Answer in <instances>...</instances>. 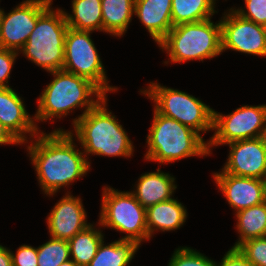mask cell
I'll return each mask as SVG.
<instances>
[{"label":"cell","mask_w":266,"mask_h":266,"mask_svg":"<svg viewBox=\"0 0 266 266\" xmlns=\"http://www.w3.org/2000/svg\"><path fill=\"white\" fill-rule=\"evenodd\" d=\"M142 94L154 101V109L169 118L186 125L200 135L213 130V109L200 99L178 89L150 82Z\"/></svg>","instance_id":"cell-7"},{"label":"cell","mask_w":266,"mask_h":266,"mask_svg":"<svg viewBox=\"0 0 266 266\" xmlns=\"http://www.w3.org/2000/svg\"><path fill=\"white\" fill-rule=\"evenodd\" d=\"M230 152L223 172L255 179L266 180V148L262 139L237 140L230 143Z\"/></svg>","instance_id":"cell-13"},{"label":"cell","mask_w":266,"mask_h":266,"mask_svg":"<svg viewBox=\"0 0 266 266\" xmlns=\"http://www.w3.org/2000/svg\"><path fill=\"white\" fill-rule=\"evenodd\" d=\"M176 188L174 176L172 177L158 168L156 172L141 174L135 191H131V193L147 209L154 204L172 199Z\"/></svg>","instance_id":"cell-18"},{"label":"cell","mask_w":266,"mask_h":266,"mask_svg":"<svg viewBox=\"0 0 266 266\" xmlns=\"http://www.w3.org/2000/svg\"><path fill=\"white\" fill-rule=\"evenodd\" d=\"M135 0H101L103 32L121 37L134 16Z\"/></svg>","instance_id":"cell-20"},{"label":"cell","mask_w":266,"mask_h":266,"mask_svg":"<svg viewBox=\"0 0 266 266\" xmlns=\"http://www.w3.org/2000/svg\"><path fill=\"white\" fill-rule=\"evenodd\" d=\"M187 219V210L177 199H169L146 209L148 240L154 231H175L180 229Z\"/></svg>","instance_id":"cell-19"},{"label":"cell","mask_w":266,"mask_h":266,"mask_svg":"<svg viewBox=\"0 0 266 266\" xmlns=\"http://www.w3.org/2000/svg\"><path fill=\"white\" fill-rule=\"evenodd\" d=\"M107 96L93 109L82 115L74 125L85 157L99 155L108 157H131L133 144L116 116L107 110Z\"/></svg>","instance_id":"cell-3"},{"label":"cell","mask_w":266,"mask_h":266,"mask_svg":"<svg viewBox=\"0 0 266 266\" xmlns=\"http://www.w3.org/2000/svg\"><path fill=\"white\" fill-rule=\"evenodd\" d=\"M213 178L236 212L266 201V180L234 176L223 171L214 173Z\"/></svg>","instance_id":"cell-15"},{"label":"cell","mask_w":266,"mask_h":266,"mask_svg":"<svg viewBox=\"0 0 266 266\" xmlns=\"http://www.w3.org/2000/svg\"><path fill=\"white\" fill-rule=\"evenodd\" d=\"M37 254L38 266H60L71 259L68 241L54 238L37 247Z\"/></svg>","instance_id":"cell-26"},{"label":"cell","mask_w":266,"mask_h":266,"mask_svg":"<svg viewBox=\"0 0 266 266\" xmlns=\"http://www.w3.org/2000/svg\"><path fill=\"white\" fill-rule=\"evenodd\" d=\"M172 0H135L134 14L158 44L173 27Z\"/></svg>","instance_id":"cell-17"},{"label":"cell","mask_w":266,"mask_h":266,"mask_svg":"<svg viewBox=\"0 0 266 266\" xmlns=\"http://www.w3.org/2000/svg\"><path fill=\"white\" fill-rule=\"evenodd\" d=\"M235 213L239 240L234 248L249 239L266 236V201Z\"/></svg>","instance_id":"cell-23"},{"label":"cell","mask_w":266,"mask_h":266,"mask_svg":"<svg viewBox=\"0 0 266 266\" xmlns=\"http://www.w3.org/2000/svg\"><path fill=\"white\" fill-rule=\"evenodd\" d=\"M266 125V104L244 105L228 115L213 110V131L208 142L209 155L212 146L261 137Z\"/></svg>","instance_id":"cell-10"},{"label":"cell","mask_w":266,"mask_h":266,"mask_svg":"<svg viewBox=\"0 0 266 266\" xmlns=\"http://www.w3.org/2000/svg\"><path fill=\"white\" fill-rule=\"evenodd\" d=\"M215 264L216 261L190 247H179L174 251L168 266H215Z\"/></svg>","instance_id":"cell-27"},{"label":"cell","mask_w":266,"mask_h":266,"mask_svg":"<svg viewBox=\"0 0 266 266\" xmlns=\"http://www.w3.org/2000/svg\"><path fill=\"white\" fill-rule=\"evenodd\" d=\"M216 0H172L171 19L173 26L195 23L211 18Z\"/></svg>","instance_id":"cell-25"},{"label":"cell","mask_w":266,"mask_h":266,"mask_svg":"<svg viewBox=\"0 0 266 266\" xmlns=\"http://www.w3.org/2000/svg\"><path fill=\"white\" fill-rule=\"evenodd\" d=\"M0 266H13L10 249L0 245Z\"/></svg>","instance_id":"cell-34"},{"label":"cell","mask_w":266,"mask_h":266,"mask_svg":"<svg viewBox=\"0 0 266 266\" xmlns=\"http://www.w3.org/2000/svg\"><path fill=\"white\" fill-rule=\"evenodd\" d=\"M17 144L21 143L10 133V131L0 122V145Z\"/></svg>","instance_id":"cell-33"},{"label":"cell","mask_w":266,"mask_h":266,"mask_svg":"<svg viewBox=\"0 0 266 266\" xmlns=\"http://www.w3.org/2000/svg\"><path fill=\"white\" fill-rule=\"evenodd\" d=\"M0 122L21 144L28 142L27 133L33 138L40 131L23 99L11 87H0Z\"/></svg>","instance_id":"cell-16"},{"label":"cell","mask_w":266,"mask_h":266,"mask_svg":"<svg viewBox=\"0 0 266 266\" xmlns=\"http://www.w3.org/2000/svg\"><path fill=\"white\" fill-rule=\"evenodd\" d=\"M139 247L132 240L118 239L107 245L103 240L88 266H128Z\"/></svg>","instance_id":"cell-22"},{"label":"cell","mask_w":266,"mask_h":266,"mask_svg":"<svg viewBox=\"0 0 266 266\" xmlns=\"http://www.w3.org/2000/svg\"><path fill=\"white\" fill-rule=\"evenodd\" d=\"M101 201L99 226L127 233L120 239L135 241L139 246L148 240L146 209L131 191L104 186Z\"/></svg>","instance_id":"cell-8"},{"label":"cell","mask_w":266,"mask_h":266,"mask_svg":"<svg viewBox=\"0 0 266 266\" xmlns=\"http://www.w3.org/2000/svg\"><path fill=\"white\" fill-rule=\"evenodd\" d=\"M169 56L170 63L202 61L222 54L221 24L211 18L173 26L158 43Z\"/></svg>","instance_id":"cell-5"},{"label":"cell","mask_w":266,"mask_h":266,"mask_svg":"<svg viewBox=\"0 0 266 266\" xmlns=\"http://www.w3.org/2000/svg\"><path fill=\"white\" fill-rule=\"evenodd\" d=\"M50 5L39 17L27 42L18 53L47 72L62 70L68 25L62 9Z\"/></svg>","instance_id":"cell-6"},{"label":"cell","mask_w":266,"mask_h":266,"mask_svg":"<svg viewBox=\"0 0 266 266\" xmlns=\"http://www.w3.org/2000/svg\"><path fill=\"white\" fill-rule=\"evenodd\" d=\"M92 31L75 30L68 27L64 44V63L62 70L90 80L105 95L115 92L110 86L97 48L90 38Z\"/></svg>","instance_id":"cell-9"},{"label":"cell","mask_w":266,"mask_h":266,"mask_svg":"<svg viewBox=\"0 0 266 266\" xmlns=\"http://www.w3.org/2000/svg\"><path fill=\"white\" fill-rule=\"evenodd\" d=\"M87 214L80 197L65 194L46 218L51 238L69 241L78 232L87 228Z\"/></svg>","instance_id":"cell-14"},{"label":"cell","mask_w":266,"mask_h":266,"mask_svg":"<svg viewBox=\"0 0 266 266\" xmlns=\"http://www.w3.org/2000/svg\"><path fill=\"white\" fill-rule=\"evenodd\" d=\"M220 24L222 52L231 49L266 56V27L240 17L232 8L224 13Z\"/></svg>","instance_id":"cell-12"},{"label":"cell","mask_w":266,"mask_h":266,"mask_svg":"<svg viewBox=\"0 0 266 266\" xmlns=\"http://www.w3.org/2000/svg\"><path fill=\"white\" fill-rule=\"evenodd\" d=\"M53 0H26L0 17V48L19 52L36 26L38 17Z\"/></svg>","instance_id":"cell-11"},{"label":"cell","mask_w":266,"mask_h":266,"mask_svg":"<svg viewBox=\"0 0 266 266\" xmlns=\"http://www.w3.org/2000/svg\"><path fill=\"white\" fill-rule=\"evenodd\" d=\"M101 229L95 228L93 224L78 232L69 241L70 258L78 266H88L94 258L97 250L104 240Z\"/></svg>","instance_id":"cell-24"},{"label":"cell","mask_w":266,"mask_h":266,"mask_svg":"<svg viewBox=\"0 0 266 266\" xmlns=\"http://www.w3.org/2000/svg\"><path fill=\"white\" fill-rule=\"evenodd\" d=\"M13 266H38L37 248L31 245H21L16 254L11 251Z\"/></svg>","instance_id":"cell-30"},{"label":"cell","mask_w":266,"mask_h":266,"mask_svg":"<svg viewBox=\"0 0 266 266\" xmlns=\"http://www.w3.org/2000/svg\"><path fill=\"white\" fill-rule=\"evenodd\" d=\"M60 266H78V265L75 264L72 259H69L65 261L64 263H62Z\"/></svg>","instance_id":"cell-36"},{"label":"cell","mask_w":266,"mask_h":266,"mask_svg":"<svg viewBox=\"0 0 266 266\" xmlns=\"http://www.w3.org/2000/svg\"><path fill=\"white\" fill-rule=\"evenodd\" d=\"M72 13L64 11L68 27L103 32L101 0H72Z\"/></svg>","instance_id":"cell-21"},{"label":"cell","mask_w":266,"mask_h":266,"mask_svg":"<svg viewBox=\"0 0 266 266\" xmlns=\"http://www.w3.org/2000/svg\"><path fill=\"white\" fill-rule=\"evenodd\" d=\"M73 138V132L60 128L49 134L40 131L27 146L39 186L47 196H53L90 171L88 157L75 148Z\"/></svg>","instance_id":"cell-1"},{"label":"cell","mask_w":266,"mask_h":266,"mask_svg":"<svg viewBox=\"0 0 266 266\" xmlns=\"http://www.w3.org/2000/svg\"><path fill=\"white\" fill-rule=\"evenodd\" d=\"M18 52L0 48V87H10L8 82Z\"/></svg>","instance_id":"cell-31"},{"label":"cell","mask_w":266,"mask_h":266,"mask_svg":"<svg viewBox=\"0 0 266 266\" xmlns=\"http://www.w3.org/2000/svg\"><path fill=\"white\" fill-rule=\"evenodd\" d=\"M50 74L54 79L45 87L37 100L38 108L34 121L43 122L55 117L59 119L75 108H85L82 114L73 119L72 125H75L82 115L93 109L106 96L90 80L76 74L64 70Z\"/></svg>","instance_id":"cell-2"},{"label":"cell","mask_w":266,"mask_h":266,"mask_svg":"<svg viewBox=\"0 0 266 266\" xmlns=\"http://www.w3.org/2000/svg\"><path fill=\"white\" fill-rule=\"evenodd\" d=\"M215 266H253L238 248L232 247Z\"/></svg>","instance_id":"cell-32"},{"label":"cell","mask_w":266,"mask_h":266,"mask_svg":"<svg viewBox=\"0 0 266 266\" xmlns=\"http://www.w3.org/2000/svg\"><path fill=\"white\" fill-rule=\"evenodd\" d=\"M246 10L232 8L240 17L266 27V0H245Z\"/></svg>","instance_id":"cell-29"},{"label":"cell","mask_w":266,"mask_h":266,"mask_svg":"<svg viewBox=\"0 0 266 266\" xmlns=\"http://www.w3.org/2000/svg\"><path fill=\"white\" fill-rule=\"evenodd\" d=\"M262 139V142L264 144V147L266 148V125H265V128L262 130V133H261V137Z\"/></svg>","instance_id":"cell-35"},{"label":"cell","mask_w":266,"mask_h":266,"mask_svg":"<svg viewBox=\"0 0 266 266\" xmlns=\"http://www.w3.org/2000/svg\"><path fill=\"white\" fill-rule=\"evenodd\" d=\"M147 135L144 158L161 164L193 156H207L208 142L192 128L154 109L153 121Z\"/></svg>","instance_id":"cell-4"},{"label":"cell","mask_w":266,"mask_h":266,"mask_svg":"<svg viewBox=\"0 0 266 266\" xmlns=\"http://www.w3.org/2000/svg\"><path fill=\"white\" fill-rule=\"evenodd\" d=\"M237 248L253 266H266V236L249 239Z\"/></svg>","instance_id":"cell-28"}]
</instances>
